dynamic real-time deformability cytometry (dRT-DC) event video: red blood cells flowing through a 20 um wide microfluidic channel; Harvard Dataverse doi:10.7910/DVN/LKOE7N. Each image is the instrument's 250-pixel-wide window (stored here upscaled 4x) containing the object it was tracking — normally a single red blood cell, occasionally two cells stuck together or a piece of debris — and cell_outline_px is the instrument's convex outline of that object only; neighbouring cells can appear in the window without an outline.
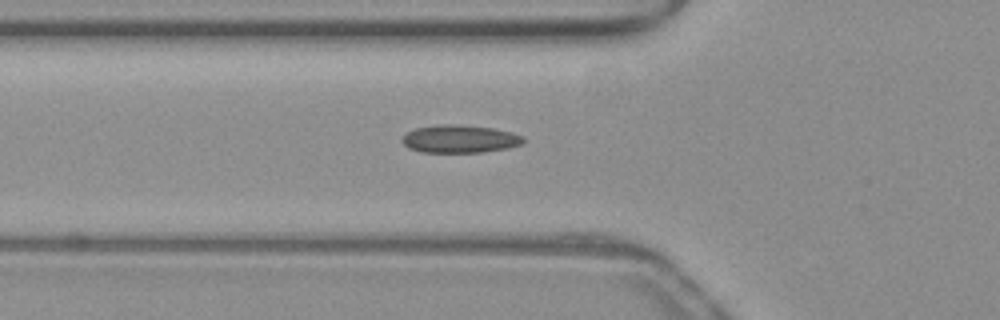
{"species": "common noctule bat (a hibernating species)", "species_latin": "Nyctalus noctula", "temperature_condition": "warm", "stored_images_in_passage": 4, "camera_frame_rate_fps": 3000, "um_per_image_px": 0.085, "animal": {"sex": "female", "body_mass_g": 19.3, "forearm_length_mm": 54.1}, "frame": {"image": 1, "passage_image": 3, "time_ms": 0.667, "image_size_px": [1000, 320], "cell_outline_px": [[524, 144], [508, 148], [484, 152], [420, 152], [408, 148], [400, 140], [408, 132], [416, 128], [440, 124], [452, 124], [492, 128], [512, 132], [524, 136]], "centroid_in_image_um": [39.1, 11.81], "position_along_channel_um": 86.7, "area_um2": 19.71}}